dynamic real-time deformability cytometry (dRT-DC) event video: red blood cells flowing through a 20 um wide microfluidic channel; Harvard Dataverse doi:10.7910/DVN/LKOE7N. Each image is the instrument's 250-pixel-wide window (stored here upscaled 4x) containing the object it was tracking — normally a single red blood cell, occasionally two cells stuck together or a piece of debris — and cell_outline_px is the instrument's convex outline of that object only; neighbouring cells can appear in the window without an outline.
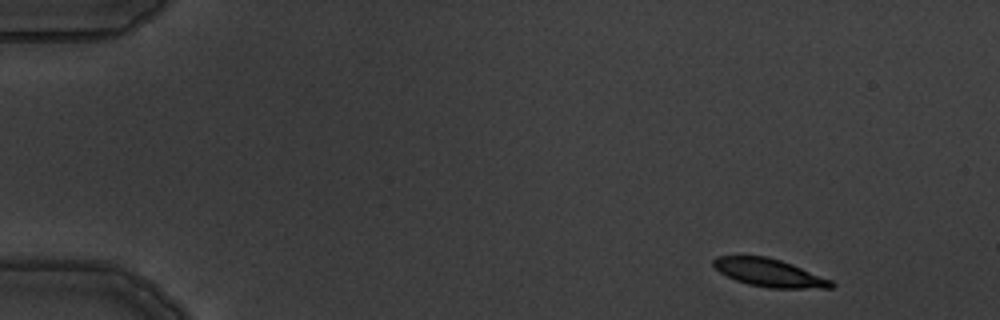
{"species": "common noctule bat (a hibernating species)", "species_latin": "Nyctalus noctula", "temperature_condition": "warm", "stored_images_in_passage": 4, "camera_frame_rate_fps": 3000, "um_per_image_px": 0.085, "animal": {"sex": "male", "body_mass_g": 19.5, "forearm_length_mm": 54.6}, "frame": {"image": 1, "passage_image": 1, "time_ms": 0.0, "image_size_px": [1000, 320], "cell_outline_px": [[836, 284], [832, 288], [772, 288], [748, 284], [736, 280], [720, 272], [712, 264], [712, 260], [716, 256], [768, 256], [792, 264], [832, 280]], "centroid_in_image_um": [65.4, 23.18], "position_along_channel_um": 19.6, "area_um2": 19.07}}
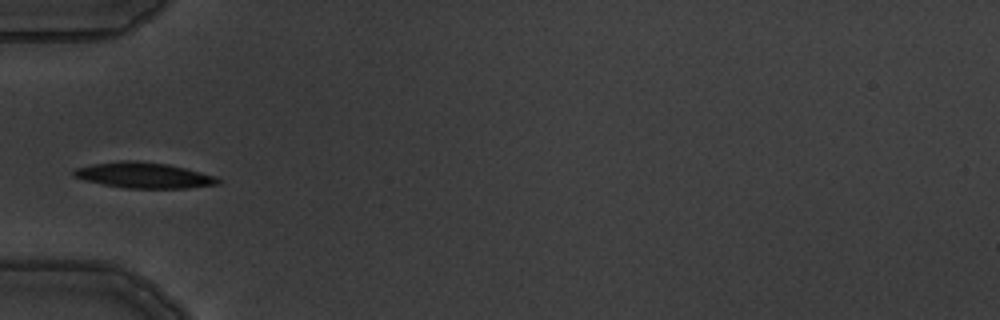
{"frame": {"image": 2, "passage_image": 4, "time_ms": 4.333, "image_size_px": [1000, 320], "cell_outline_px": [[220, 184], [188, 188], [124, 188], [84, 180], [72, 176], [72, 172], [76, 168], [92, 164], [120, 160], [136, 160], [168, 164], [216, 176], [220, 180]], "centroid_in_image_um": [12.21, 14.89], "position_along_channel_um": 72.8, "area_um2": 21.62}}